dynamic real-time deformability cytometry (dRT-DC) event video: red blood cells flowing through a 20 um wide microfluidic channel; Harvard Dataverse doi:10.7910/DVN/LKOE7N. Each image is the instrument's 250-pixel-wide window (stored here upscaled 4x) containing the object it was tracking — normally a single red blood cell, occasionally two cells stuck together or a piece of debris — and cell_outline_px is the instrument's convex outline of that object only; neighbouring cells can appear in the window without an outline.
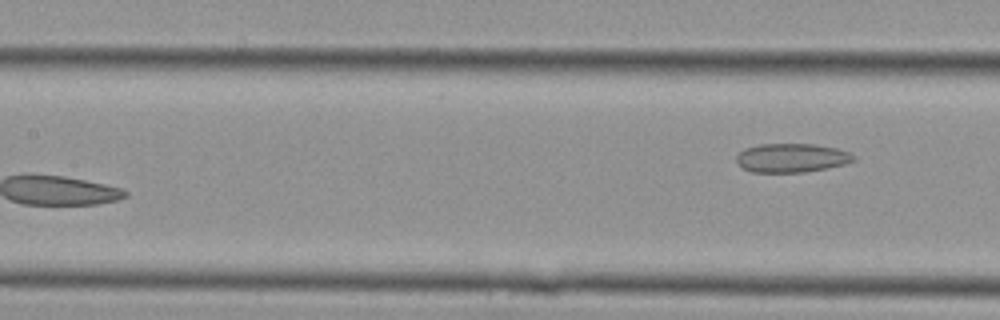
{"species": "Egyptian fruit bat (a non-hibernating species)", "species_latin": "Rousettus aegyptiacus", "temperature_condition": "cold", "stored_images_in_passage": 9, "segment_of_instrument_passage": [2, 2], "camera_frame_rate_fps": 3000, "um_per_image_px": 0.085, "animal": {"sex": "female"}, "frame": {"image": 1, "passage_image": 9, "time_ms": 2.667, "image_size_px": [1000, 320], "cell_outline_px": [[856, 160], [844, 164], [828, 168], [804, 172], [752, 172], [736, 164], [736, 156], [744, 148], [760, 144], [812, 144], [836, 148], [848, 152], [856, 156]], "centroid_in_image_um": [67.28, 13.42], "position_along_channel_um": 140.1, "area_um2": 19.77}}